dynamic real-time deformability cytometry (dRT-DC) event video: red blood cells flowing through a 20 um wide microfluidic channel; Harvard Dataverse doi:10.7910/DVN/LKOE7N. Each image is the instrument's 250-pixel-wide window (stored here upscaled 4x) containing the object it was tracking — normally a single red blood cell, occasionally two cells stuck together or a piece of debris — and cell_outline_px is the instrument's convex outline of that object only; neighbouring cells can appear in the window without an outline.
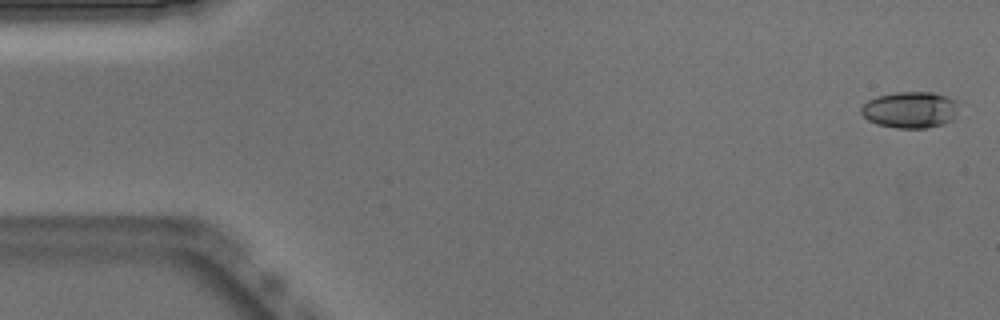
{"species": "Egyptian fruit bat (a non-hibernating species)", "species_latin": "Rousettus aegyptiacus", "temperature_condition": "warm", "stored_images_in_passage": 51, "camera_frame_rate_fps": 3000, "um_per_image_px": 0.085, "animal": {"sex": "male"}, "frame": {"image": 1, "passage_image": 1, "time_ms": 0.0, "image_size_px": [1000, 320], "cell_outline_px": [[956, 120], [944, 124], [928, 128], [896, 128], [876, 124], [868, 120], [860, 112], [860, 108], [868, 100], [876, 96], [896, 92], [932, 92], [948, 96], [956, 100]], "centroid_in_image_um": [77.38, 9.34], "position_along_channel_um": 7.6, "area_um2": 20.98}}
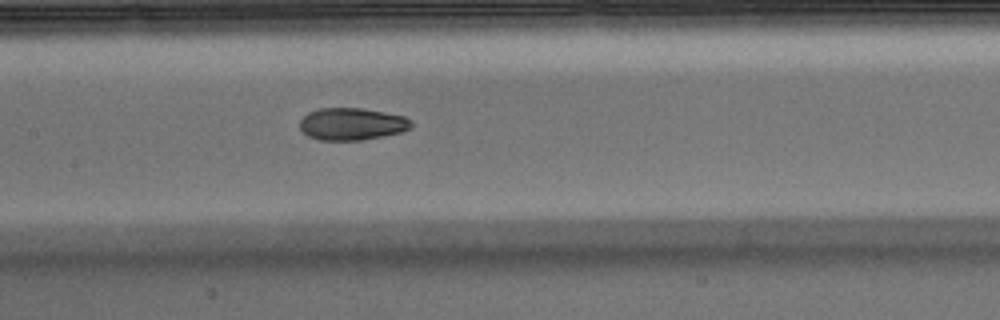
{"frame": {"image": 2, "passage_image": 24, "time_ms": 7.667, "image_size_px": [1000, 320], "cell_outline_px": [[416, 124], [400, 132], [360, 140], [320, 140], [308, 136], [300, 128], [300, 120], [308, 112], [320, 108], [360, 108], [384, 112], [404, 116], [412, 120]], "centroid_in_image_um": [29.91, 10.53], "position_along_channel_um": 177.5, "area_um2": 20.81}}
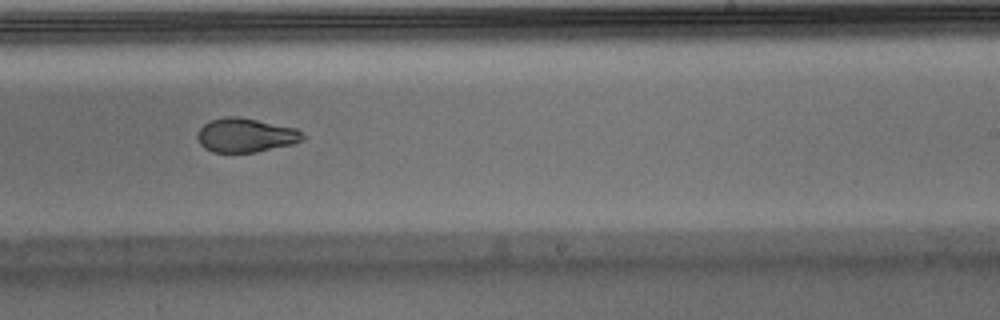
{"frame": {"image": 3, "passage_image": 31, "time_ms": 10.0, "image_size_px": [1000, 320], "cell_outline_px": [[304, 140], [292, 144], [256, 152], [212, 152], [204, 148], [200, 144], [196, 136], [196, 132], [204, 124], [212, 120], [224, 116], [236, 116], [296, 128], [304, 136]], "centroid_in_image_um": [20.84, 11.5], "position_along_channel_um": 268.2, "area_um2": 20.81}, "authors_computed_cell_mechanics": {"area_um2": 21.3282, "velocity_mm_per_s": 3.9, "shape_relaxation_time_tau1_ms": 8.0288, "shape_relaxation_time_tau2_ms": 1.9635, "deformation_change_tau1": 0.2272, "deformation_change_tau2": 0.0706}}